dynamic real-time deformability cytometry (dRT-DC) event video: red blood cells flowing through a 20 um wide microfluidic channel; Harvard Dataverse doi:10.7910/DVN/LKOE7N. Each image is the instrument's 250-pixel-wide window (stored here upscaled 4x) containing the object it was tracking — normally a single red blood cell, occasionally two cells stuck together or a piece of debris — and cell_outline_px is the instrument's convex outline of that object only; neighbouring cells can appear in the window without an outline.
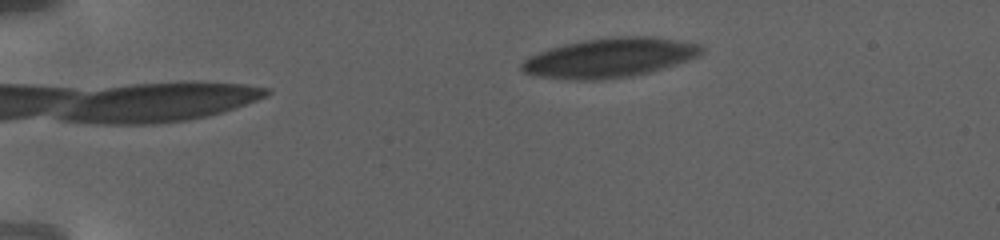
{"species": "human", "species_latin": "Homo sapiens", "temperature_condition": "warm", "stored_images_in_passage": 58, "camera_frame_rate_fps": 3000, "um_per_image_px": 0.085, "donor": {"sex": "female"}, "frame": {"image": 1, "passage_image": 5, "time_ms": 1.333, "image_size_px": [1000, 240], "cell_outline_px": [[704, 52], [696, 56], [648, 72], [632, 76], [604, 80], [576, 80], [540, 76], [524, 72], [520, 68], [520, 64], [528, 56], [552, 48], [584, 40], [624, 36], [644, 36], [676, 40], [700, 44], [704, 48]], "centroid_in_image_um": [51.79, 4.92], "position_along_channel_um": 33.2, "area_um2": 40.46}}
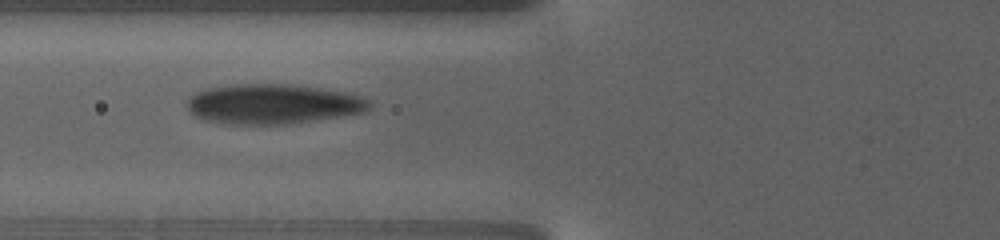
{"frame": {"image": 2, "passage_image": 20, "time_ms": 6.667, "image_size_px": [1000, 240], "cell_outline_px": [[372, 108], [364, 112], [316, 120], [288, 124], [220, 124], [204, 120], [196, 116], [188, 108], [188, 96], [204, 88], [232, 84], [292, 84], [320, 88], [344, 92], [360, 96], [372, 100]], "centroid_in_image_um": [23.19, 8.84], "position_along_channel_um": 102.6, "area_um2": 42.77}}
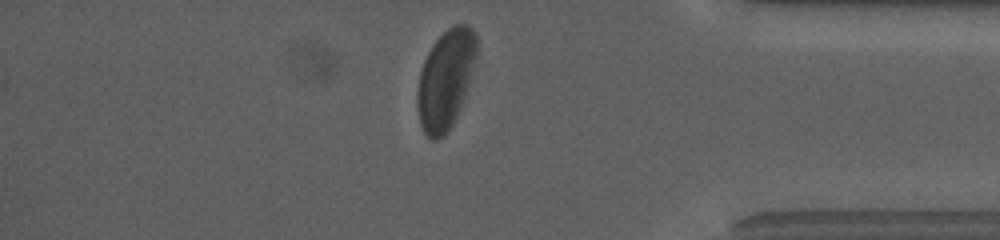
{"frame": {"image": 3, "passage_image": 49, "time_ms": 18.0, "image_size_px": [1000, 240], "cell_outline_px": [[476, 56], [464, 96], [460, 108], [452, 124], [444, 136], [436, 140], [432, 140], [424, 132], [420, 124], [416, 104], [416, 96], [420, 72], [424, 60], [432, 44], [452, 24], [468, 24], [472, 28], [476, 36]], "centroid_in_image_um": [37.85, 6.74], "position_along_channel_um": 397.4, "area_um2": 33.93}, "authors_computed_cell_mechanics": {"area_um2": 39.7664, "velocity_mm_per_s": 2.7725, "shape_relaxation_time_tau1_ms": 7.0369, "shape_relaxation_time_tau2_ms": null, "deformation_change_tau1": 0.1841, "deformation_change_tau2": null}}